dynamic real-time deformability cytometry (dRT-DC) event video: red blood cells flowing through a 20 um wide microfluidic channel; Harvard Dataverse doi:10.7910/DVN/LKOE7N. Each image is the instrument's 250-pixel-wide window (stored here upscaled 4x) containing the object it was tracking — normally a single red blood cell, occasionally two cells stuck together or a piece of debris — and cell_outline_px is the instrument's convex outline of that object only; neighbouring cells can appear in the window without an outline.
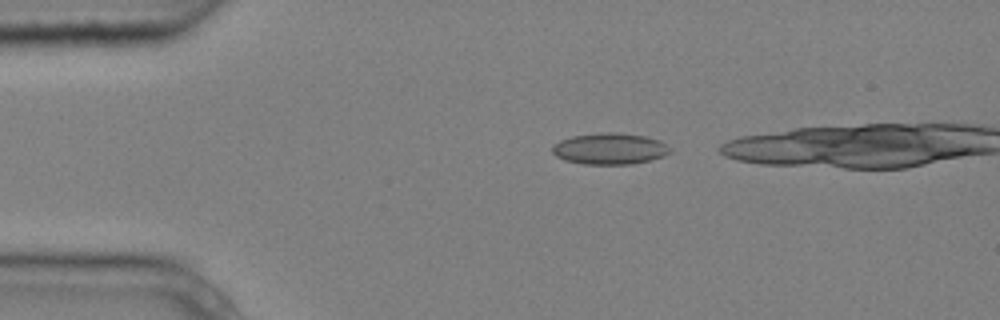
{"species": "common noctule bat (a hibernating species)", "species_latin": "Nyctalus noctula", "temperature_condition": "cold", "stored_images_in_passage": 3, "camera_frame_rate_fps": 3000, "um_per_image_px": 0.085, "animal": {"sex": "male", "body_mass_g": 20.4}, "frame": {"image": 1, "passage_image": 1, "time_ms": 0.0, "image_size_px": [1000, 320], "cell_outline_px": [[672, 152], [664, 156], [632, 164], [584, 164], [564, 160], [556, 156], [552, 152], [552, 144], [560, 140], [572, 136], [600, 132], [616, 132], [644, 136], [656, 140], [664, 144]], "centroid_in_image_um": [51.77, 12.64], "position_along_channel_um": 33.2, "area_um2": 21.39}}